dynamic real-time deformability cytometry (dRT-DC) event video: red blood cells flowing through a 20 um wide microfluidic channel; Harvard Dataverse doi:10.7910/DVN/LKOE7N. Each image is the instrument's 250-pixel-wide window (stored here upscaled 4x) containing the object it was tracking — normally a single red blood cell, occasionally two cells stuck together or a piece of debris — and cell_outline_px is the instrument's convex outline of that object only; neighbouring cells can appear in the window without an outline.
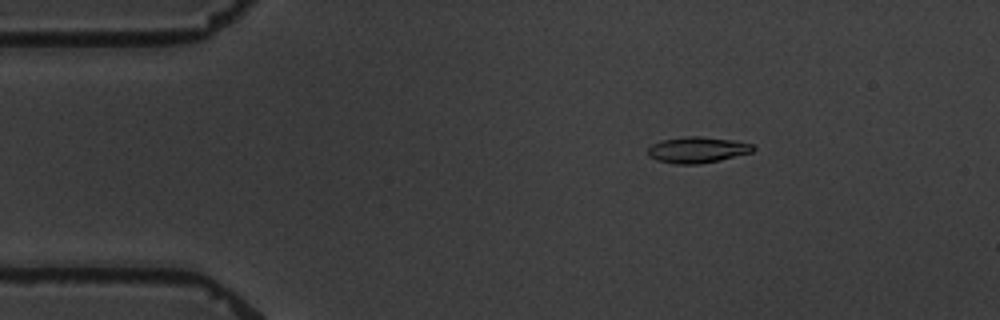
{"species": "common noctule bat (a hibernating species)", "species_latin": "Nyctalus noctula", "temperature_condition": "warm", "stored_images_in_passage": 4, "camera_frame_rate_fps": 3000, "um_per_image_px": 0.085, "animal": {"sex": "male", "body_mass_g": 19.5, "forearm_length_mm": 54.6}, "frame": {"image": 1, "passage_image": 2, "time_ms": 1.333, "image_size_px": [1000, 320], "cell_outline_px": [[756, 148], [752, 152], [720, 160], [700, 164], [676, 164], [656, 160], [648, 156], [648, 148], [652, 144], [664, 140], [684, 136], [700, 136], [732, 140], [752, 144]], "centroid_in_image_um": [59.27, 12.74], "position_along_channel_um": 25.7, "area_um2": 15.95}}